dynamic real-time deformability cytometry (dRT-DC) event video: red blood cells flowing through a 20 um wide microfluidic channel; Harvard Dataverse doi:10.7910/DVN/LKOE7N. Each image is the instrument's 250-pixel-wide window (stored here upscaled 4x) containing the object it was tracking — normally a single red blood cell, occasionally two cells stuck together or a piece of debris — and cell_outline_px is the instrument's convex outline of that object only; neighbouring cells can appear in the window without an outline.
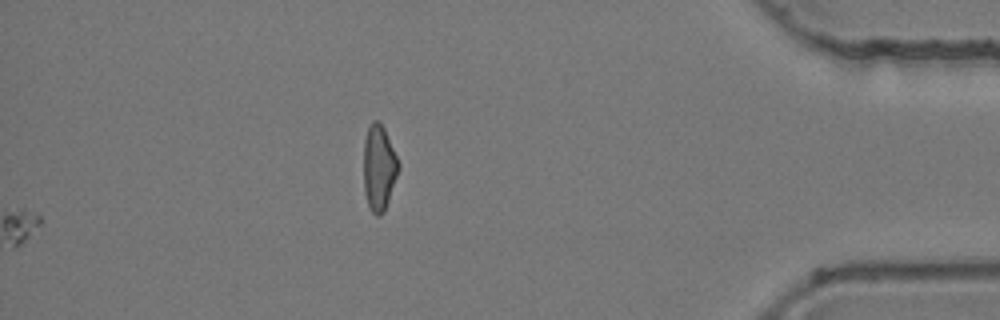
{"species": "common noctule bat (a hibernating species)", "species_latin": "Nyctalus noctula", "temperature_condition": "room temperature", "stored_images_in_passage": 55, "camera_frame_rate_fps": 3000, "um_per_image_px": 0.085, "animal": {"sex": "female", "body_mass_g": 24.6, "forearm_length_mm": 56.2}, "frame": {"image": 1, "passage_image": 55, "time_ms": 18.0, "image_size_px": [1000, 320], "cell_outline_px": [[400, 168], [384, 212], [380, 216], [376, 216], [372, 212], [368, 204], [364, 192], [364, 140], [368, 128], [372, 120], [380, 120], [384, 128], [400, 164]], "centroid_in_image_um": [32.21, 14.25], "position_along_channel_um": 403.0, "area_um2": 17.46}}